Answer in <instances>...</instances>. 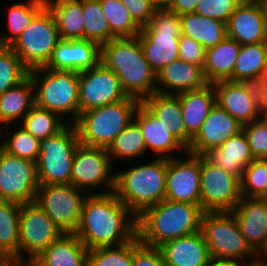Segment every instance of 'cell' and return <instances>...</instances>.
I'll return each instance as SVG.
<instances>
[{
  "label": "cell",
  "instance_id": "obj_20",
  "mask_svg": "<svg viewBox=\"0 0 267 266\" xmlns=\"http://www.w3.org/2000/svg\"><path fill=\"white\" fill-rule=\"evenodd\" d=\"M242 131V125L218 104L211 109L197 134L192 138L187 152L204 156L219 148L222 143Z\"/></svg>",
  "mask_w": 267,
  "mask_h": 266
},
{
  "label": "cell",
  "instance_id": "obj_44",
  "mask_svg": "<svg viewBox=\"0 0 267 266\" xmlns=\"http://www.w3.org/2000/svg\"><path fill=\"white\" fill-rule=\"evenodd\" d=\"M133 240L120 245L88 250L87 266H132Z\"/></svg>",
  "mask_w": 267,
  "mask_h": 266
},
{
  "label": "cell",
  "instance_id": "obj_57",
  "mask_svg": "<svg viewBox=\"0 0 267 266\" xmlns=\"http://www.w3.org/2000/svg\"><path fill=\"white\" fill-rule=\"evenodd\" d=\"M7 266H32L31 263L11 262Z\"/></svg>",
  "mask_w": 267,
  "mask_h": 266
},
{
  "label": "cell",
  "instance_id": "obj_21",
  "mask_svg": "<svg viewBox=\"0 0 267 266\" xmlns=\"http://www.w3.org/2000/svg\"><path fill=\"white\" fill-rule=\"evenodd\" d=\"M231 212L247 244L259 255L267 245V198L241 197Z\"/></svg>",
  "mask_w": 267,
  "mask_h": 266
},
{
  "label": "cell",
  "instance_id": "obj_42",
  "mask_svg": "<svg viewBox=\"0 0 267 266\" xmlns=\"http://www.w3.org/2000/svg\"><path fill=\"white\" fill-rule=\"evenodd\" d=\"M29 76V70L9 47L0 45V95L19 85Z\"/></svg>",
  "mask_w": 267,
  "mask_h": 266
},
{
  "label": "cell",
  "instance_id": "obj_27",
  "mask_svg": "<svg viewBox=\"0 0 267 266\" xmlns=\"http://www.w3.org/2000/svg\"><path fill=\"white\" fill-rule=\"evenodd\" d=\"M160 122L170 128L171 134L186 148L192 137L186 132L178 95L153 93L141 102Z\"/></svg>",
  "mask_w": 267,
  "mask_h": 266
},
{
  "label": "cell",
  "instance_id": "obj_59",
  "mask_svg": "<svg viewBox=\"0 0 267 266\" xmlns=\"http://www.w3.org/2000/svg\"><path fill=\"white\" fill-rule=\"evenodd\" d=\"M262 117L267 121V111L266 110L264 111V114Z\"/></svg>",
  "mask_w": 267,
  "mask_h": 266
},
{
  "label": "cell",
  "instance_id": "obj_19",
  "mask_svg": "<svg viewBox=\"0 0 267 266\" xmlns=\"http://www.w3.org/2000/svg\"><path fill=\"white\" fill-rule=\"evenodd\" d=\"M101 62V46L87 39H60L43 68L82 72Z\"/></svg>",
  "mask_w": 267,
  "mask_h": 266
},
{
  "label": "cell",
  "instance_id": "obj_3",
  "mask_svg": "<svg viewBox=\"0 0 267 266\" xmlns=\"http://www.w3.org/2000/svg\"><path fill=\"white\" fill-rule=\"evenodd\" d=\"M101 62L118 77L124 93L142 102L156 93V73L145 59L139 37L113 38L101 46Z\"/></svg>",
  "mask_w": 267,
  "mask_h": 266
},
{
  "label": "cell",
  "instance_id": "obj_39",
  "mask_svg": "<svg viewBox=\"0 0 267 266\" xmlns=\"http://www.w3.org/2000/svg\"><path fill=\"white\" fill-rule=\"evenodd\" d=\"M19 125L35 138L42 140L58 134L68 123L56 113L35 104Z\"/></svg>",
  "mask_w": 267,
  "mask_h": 266
},
{
  "label": "cell",
  "instance_id": "obj_48",
  "mask_svg": "<svg viewBox=\"0 0 267 266\" xmlns=\"http://www.w3.org/2000/svg\"><path fill=\"white\" fill-rule=\"evenodd\" d=\"M205 55L206 49L200 43L187 36H180L178 43L179 59L203 68Z\"/></svg>",
  "mask_w": 267,
  "mask_h": 266
},
{
  "label": "cell",
  "instance_id": "obj_58",
  "mask_svg": "<svg viewBox=\"0 0 267 266\" xmlns=\"http://www.w3.org/2000/svg\"><path fill=\"white\" fill-rule=\"evenodd\" d=\"M241 2H258L259 0H240Z\"/></svg>",
  "mask_w": 267,
  "mask_h": 266
},
{
  "label": "cell",
  "instance_id": "obj_47",
  "mask_svg": "<svg viewBox=\"0 0 267 266\" xmlns=\"http://www.w3.org/2000/svg\"><path fill=\"white\" fill-rule=\"evenodd\" d=\"M132 266H165V263L159 248L142 244L136 236L133 239Z\"/></svg>",
  "mask_w": 267,
  "mask_h": 266
},
{
  "label": "cell",
  "instance_id": "obj_2",
  "mask_svg": "<svg viewBox=\"0 0 267 266\" xmlns=\"http://www.w3.org/2000/svg\"><path fill=\"white\" fill-rule=\"evenodd\" d=\"M204 211L200 204L164 199L137 216V236L150 247L197 233L201 229Z\"/></svg>",
  "mask_w": 267,
  "mask_h": 266
},
{
  "label": "cell",
  "instance_id": "obj_60",
  "mask_svg": "<svg viewBox=\"0 0 267 266\" xmlns=\"http://www.w3.org/2000/svg\"><path fill=\"white\" fill-rule=\"evenodd\" d=\"M265 110L267 111V99L265 100Z\"/></svg>",
  "mask_w": 267,
  "mask_h": 266
},
{
  "label": "cell",
  "instance_id": "obj_15",
  "mask_svg": "<svg viewBox=\"0 0 267 266\" xmlns=\"http://www.w3.org/2000/svg\"><path fill=\"white\" fill-rule=\"evenodd\" d=\"M39 185L36 162L10 155L0 147V201L34 202Z\"/></svg>",
  "mask_w": 267,
  "mask_h": 266
},
{
  "label": "cell",
  "instance_id": "obj_6",
  "mask_svg": "<svg viewBox=\"0 0 267 266\" xmlns=\"http://www.w3.org/2000/svg\"><path fill=\"white\" fill-rule=\"evenodd\" d=\"M200 231L213 261L258 265V255L247 244L232 212H205Z\"/></svg>",
  "mask_w": 267,
  "mask_h": 266
},
{
  "label": "cell",
  "instance_id": "obj_45",
  "mask_svg": "<svg viewBox=\"0 0 267 266\" xmlns=\"http://www.w3.org/2000/svg\"><path fill=\"white\" fill-rule=\"evenodd\" d=\"M255 159H267V121L261 117L242 126Z\"/></svg>",
  "mask_w": 267,
  "mask_h": 266
},
{
  "label": "cell",
  "instance_id": "obj_38",
  "mask_svg": "<svg viewBox=\"0 0 267 266\" xmlns=\"http://www.w3.org/2000/svg\"><path fill=\"white\" fill-rule=\"evenodd\" d=\"M17 125L10 124L0 128V147L10 155L36 162L40 153V140L32 136L19 124ZM11 126H14L12 128L16 127L15 131H11ZM7 127H10V129ZM3 129L7 133H4ZM2 132L4 133L3 138L1 136Z\"/></svg>",
  "mask_w": 267,
  "mask_h": 266
},
{
  "label": "cell",
  "instance_id": "obj_10",
  "mask_svg": "<svg viewBox=\"0 0 267 266\" xmlns=\"http://www.w3.org/2000/svg\"><path fill=\"white\" fill-rule=\"evenodd\" d=\"M59 40L55 19L45 6L9 47L31 71L46 65Z\"/></svg>",
  "mask_w": 267,
  "mask_h": 266
},
{
  "label": "cell",
  "instance_id": "obj_32",
  "mask_svg": "<svg viewBox=\"0 0 267 266\" xmlns=\"http://www.w3.org/2000/svg\"><path fill=\"white\" fill-rule=\"evenodd\" d=\"M52 13L60 39H85L81 0H45Z\"/></svg>",
  "mask_w": 267,
  "mask_h": 266
},
{
  "label": "cell",
  "instance_id": "obj_33",
  "mask_svg": "<svg viewBox=\"0 0 267 266\" xmlns=\"http://www.w3.org/2000/svg\"><path fill=\"white\" fill-rule=\"evenodd\" d=\"M267 70V42L241 45L230 81L260 84Z\"/></svg>",
  "mask_w": 267,
  "mask_h": 266
},
{
  "label": "cell",
  "instance_id": "obj_56",
  "mask_svg": "<svg viewBox=\"0 0 267 266\" xmlns=\"http://www.w3.org/2000/svg\"><path fill=\"white\" fill-rule=\"evenodd\" d=\"M12 261L0 251V266H7Z\"/></svg>",
  "mask_w": 267,
  "mask_h": 266
},
{
  "label": "cell",
  "instance_id": "obj_55",
  "mask_svg": "<svg viewBox=\"0 0 267 266\" xmlns=\"http://www.w3.org/2000/svg\"><path fill=\"white\" fill-rule=\"evenodd\" d=\"M258 4L260 5L264 20L267 24V0H259Z\"/></svg>",
  "mask_w": 267,
  "mask_h": 266
},
{
  "label": "cell",
  "instance_id": "obj_22",
  "mask_svg": "<svg viewBox=\"0 0 267 266\" xmlns=\"http://www.w3.org/2000/svg\"><path fill=\"white\" fill-rule=\"evenodd\" d=\"M133 120L142 131L147 153H153L155 158L171 159L178 157L179 151L183 152L182 155L187 152V148L171 134L170 128L160 122L141 102Z\"/></svg>",
  "mask_w": 267,
  "mask_h": 266
},
{
  "label": "cell",
  "instance_id": "obj_52",
  "mask_svg": "<svg viewBox=\"0 0 267 266\" xmlns=\"http://www.w3.org/2000/svg\"><path fill=\"white\" fill-rule=\"evenodd\" d=\"M209 266H250L241 262L212 261Z\"/></svg>",
  "mask_w": 267,
  "mask_h": 266
},
{
  "label": "cell",
  "instance_id": "obj_13",
  "mask_svg": "<svg viewBox=\"0 0 267 266\" xmlns=\"http://www.w3.org/2000/svg\"><path fill=\"white\" fill-rule=\"evenodd\" d=\"M240 177L200 156V205L204 212H231L241 199Z\"/></svg>",
  "mask_w": 267,
  "mask_h": 266
},
{
  "label": "cell",
  "instance_id": "obj_1",
  "mask_svg": "<svg viewBox=\"0 0 267 266\" xmlns=\"http://www.w3.org/2000/svg\"><path fill=\"white\" fill-rule=\"evenodd\" d=\"M75 234L88 250L120 246L137 236V216L114 193L90 194Z\"/></svg>",
  "mask_w": 267,
  "mask_h": 266
},
{
  "label": "cell",
  "instance_id": "obj_54",
  "mask_svg": "<svg viewBox=\"0 0 267 266\" xmlns=\"http://www.w3.org/2000/svg\"><path fill=\"white\" fill-rule=\"evenodd\" d=\"M258 265L267 266V245L264 250L258 255Z\"/></svg>",
  "mask_w": 267,
  "mask_h": 266
},
{
  "label": "cell",
  "instance_id": "obj_49",
  "mask_svg": "<svg viewBox=\"0 0 267 266\" xmlns=\"http://www.w3.org/2000/svg\"><path fill=\"white\" fill-rule=\"evenodd\" d=\"M130 12L133 20L142 28L146 26L156 9L151 0H120Z\"/></svg>",
  "mask_w": 267,
  "mask_h": 266
},
{
  "label": "cell",
  "instance_id": "obj_46",
  "mask_svg": "<svg viewBox=\"0 0 267 266\" xmlns=\"http://www.w3.org/2000/svg\"><path fill=\"white\" fill-rule=\"evenodd\" d=\"M240 3V0H200L194 13L227 24L230 16Z\"/></svg>",
  "mask_w": 267,
  "mask_h": 266
},
{
  "label": "cell",
  "instance_id": "obj_26",
  "mask_svg": "<svg viewBox=\"0 0 267 266\" xmlns=\"http://www.w3.org/2000/svg\"><path fill=\"white\" fill-rule=\"evenodd\" d=\"M88 249L75 233H63L32 262V266H87Z\"/></svg>",
  "mask_w": 267,
  "mask_h": 266
},
{
  "label": "cell",
  "instance_id": "obj_18",
  "mask_svg": "<svg viewBox=\"0 0 267 266\" xmlns=\"http://www.w3.org/2000/svg\"><path fill=\"white\" fill-rule=\"evenodd\" d=\"M183 157L167 159L165 199L200 204V155L186 152Z\"/></svg>",
  "mask_w": 267,
  "mask_h": 266
},
{
  "label": "cell",
  "instance_id": "obj_37",
  "mask_svg": "<svg viewBox=\"0 0 267 266\" xmlns=\"http://www.w3.org/2000/svg\"><path fill=\"white\" fill-rule=\"evenodd\" d=\"M112 163L126 160L142 159L147 153L144 137L139 125L133 120L123 129L107 148ZM140 156V157H139Z\"/></svg>",
  "mask_w": 267,
  "mask_h": 266
},
{
  "label": "cell",
  "instance_id": "obj_25",
  "mask_svg": "<svg viewBox=\"0 0 267 266\" xmlns=\"http://www.w3.org/2000/svg\"><path fill=\"white\" fill-rule=\"evenodd\" d=\"M207 83L203 68L177 59L162 68L156 75V92L177 95L204 87Z\"/></svg>",
  "mask_w": 267,
  "mask_h": 266
},
{
  "label": "cell",
  "instance_id": "obj_9",
  "mask_svg": "<svg viewBox=\"0 0 267 266\" xmlns=\"http://www.w3.org/2000/svg\"><path fill=\"white\" fill-rule=\"evenodd\" d=\"M79 144L75 124H68L58 134L40 140L36 161L39 184H70L74 152Z\"/></svg>",
  "mask_w": 267,
  "mask_h": 266
},
{
  "label": "cell",
  "instance_id": "obj_31",
  "mask_svg": "<svg viewBox=\"0 0 267 266\" xmlns=\"http://www.w3.org/2000/svg\"><path fill=\"white\" fill-rule=\"evenodd\" d=\"M34 105V83L28 76L19 85L7 89L0 95V128L10 124H19V121H22Z\"/></svg>",
  "mask_w": 267,
  "mask_h": 266
},
{
  "label": "cell",
  "instance_id": "obj_14",
  "mask_svg": "<svg viewBox=\"0 0 267 266\" xmlns=\"http://www.w3.org/2000/svg\"><path fill=\"white\" fill-rule=\"evenodd\" d=\"M63 232L34 201L21 204L19 262L31 263Z\"/></svg>",
  "mask_w": 267,
  "mask_h": 266
},
{
  "label": "cell",
  "instance_id": "obj_43",
  "mask_svg": "<svg viewBox=\"0 0 267 266\" xmlns=\"http://www.w3.org/2000/svg\"><path fill=\"white\" fill-rule=\"evenodd\" d=\"M242 197L267 198V159L253 160L243 171Z\"/></svg>",
  "mask_w": 267,
  "mask_h": 266
},
{
  "label": "cell",
  "instance_id": "obj_23",
  "mask_svg": "<svg viewBox=\"0 0 267 266\" xmlns=\"http://www.w3.org/2000/svg\"><path fill=\"white\" fill-rule=\"evenodd\" d=\"M227 36L240 45L267 42V24L258 2H241L227 23Z\"/></svg>",
  "mask_w": 267,
  "mask_h": 266
},
{
  "label": "cell",
  "instance_id": "obj_41",
  "mask_svg": "<svg viewBox=\"0 0 267 266\" xmlns=\"http://www.w3.org/2000/svg\"><path fill=\"white\" fill-rule=\"evenodd\" d=\"M104 12L110 32L116 37H135L141 27L133 20L130 12L120 0H99Z\"/></svg>",
  "mask_w": 267,
  "mask_h": 266
},
{
  "label": "cell",
  "instance_id": "obj_51",
  "mask_svg": "<svg viewBox=\"0 0 267 266\" xmlns=\"http://www.w3.org/2000/svg\"><path fill=\"white\" fill-rule=\"evenodd\" d=\"M151 2L156 10H166L171 8L174 0H151Z\"/></svg>",
  "mask_w": 267,
  "mask_h": 266
},
{
  "label": "cell",
  "instance_id": "obj_34",
  "mask_svg": "<svg viewBox=\"0 0 267 266\" xmlns=\"http://www.w3.org/2000/svg\"><path fill=\"white\" fill-rule=\"evenodd\" d=\"M182 35L192 38L205 49L214 47L227 37V24L196 13L180 16Z\"/></svg>",
  "mask_w": 267,
  "mask_h": 266
},
{
  "label": "cell",
  "instance_id": "obj_4",
  "mask_svg": "<svg viewBox=\"0 0 267 266\" xmlns=\"http://www.w3.org/2000/svg\"><path fill=\"white\" fill-rule=\"evenodd\" d=\"M166 175L167 159L153 157L151 161L116 172L113 193L139 216L165 199Z\"/></svg>",
  "mask_w": 267,
  "mask_h": 266
},
{
  "label": "cell",
  "instance_id": "obj_50",
  "mask_svg": "<svg viewBox=\"0 0 267 266\" xmlns=\"http://www.w3.org/2000/svg\"><path fill=\"white\" fill-rule=\"evenodd\" d=\"M200 0H174L173 5L169 9L179 16L187 13H194Z\"/></svg>",
  "mask_w": 267,
  "mask_h": 266
},
{
  "label": "cell",
  "instance_id": "obj_16",
  "mask_svg": "<svg viewBox=\"0 0 267 266\" xmlns=\"http://www.w3.org/2000/svg\"><path fill=\"white\" fill-rule=\"evenodd\" d=\"M213 85L216 92V104L242 126L263 116L265 100L258 84L223 80Z\"/></svg>",
  "mask_w": 267,
  "mask_h": 266
},
{
  "label": "cell",
  "instance_id": "obj_35",
  "mask_svg": "<svg viewBox=\"0 0 267 266\" xmlns=\"http://www.w3.org/2000/svg\"><path fill=\"white\" fill-rule=\"evenodd\" d=\"M21 204L0 201V251L13 262H19V216Z\"/></svg>",
  "mask_w": 267,
  "mask_h": 266
},
{
  "label": "cell",
  "instance_id": "obj_24",
  "mask_svg": "<svg viewBox=\"0 0 267 266\" xmlns=\"http://www.w3.org/2000/svg\"><path fill=\"white\" fill-rule=\"evenodd\" d=\"M158 248L165 266H209L213 261L201 231L167 241Z\"/></svg>",
  "mask_w": 267,
  "mask_h": 266
},
{
  "label": "cell",
  "instance_id": "obj_5",
  "mask_svg": "<svg viewBox=\"0 0 267 266\" xmlns=\"http://www.w3.org/2000/svg\"><path fill=\"white\" fill-rule=\"evenodd\" d=\"M29 76L34 83L35 104L63 120L69 116L66 122L75 124L79 118V73L41 67L29 71Z\"/></svg>",
  "mask_w": 267,
  "mask_h": 266
},
{
  "label": "cell",
  "instance_id": "obj_28",
  "mask_svg": "<svg viewBox=\"0 0 267 266\" xmlns=\"http://www.w3.org/2000/svg\"><path fill=\"white\" fill-rule=\"evenodd\" d=\"M204 157L213 165L240 178L246 166L255 160L243 130L226 140L219 148L208 151Z\"/></svg>",
  "mask_w": 267,
  "mask_h": 266
},
{
  "label": "cell",
  "instance_id": "obj_8",
  "mask_svg": "<svg viewBox=\"0 0 267 266\" xmlns=\"http://www.w3.org/2000/svg\"><path fill=\"white\" fill-rule=\"evenodd\" d=\"M181 35L180 16L169 9L156 10L150 22L141 28L137 36L145 59L156 74L179 59L178 43Z\"/></svg>",
  "mask_w": 267,
  "mask_h": 266
},
{
  "label": "cell",
  "instance_id": "obj_36",
  "mask_svg": "<svg viewBox=\"0 0 267 266\" xmlns=\"http://www.w3.org/2000/svg\"><path fill=\"white\" fill-rule=\"evenodd\" d=\"M8 31L0 32V45L10 46L30 25L32 19L45 7L44 0H25L8 5ZM10 31V32H9Z\"/></svg>",
  "mask_w": 267,
  "mask_h": 266
},
{
  "label": "cell",
  "instance_id": "obj_7",
  "mask_svg": "<svg viewBox=\"0 0 267 266\" xmlns=\"http://www.w3.org/2000/svg\"><path fill=\"white\" fill-rule=\"evenodd\" d=\"M140 101L127 97L122 101L80 113L75 123L81 144L108 148L114 138L132 121Z\"/></svg>",
  "mask_w": 267,
  "mask_h": 266
},
{
  "label": "cell",
  "instance_id": "obj_53",
  "mask_svg": "<svg viewBox=\"0 0 267 266\" xmlns=\"http://www.w3.org/2000/svg\"><path fill=\"white\" fill-rule=\"evenodd\" d=\"M259 86H260L262 97L264 98V100H266L267 99V70L265 71L264 77L261 83L259 84Z\"/></svg>",
  "mask_w": 267,
  "mask_h": 266
},
{
  "label": "cell",
  "instance_id": "obj_29",
  "mask_svg": "<svg viewBox=\"0 0 267 266\" xmlns=\"http://www.w3.org/2000/svg\"><path fill=\"white\" fill-rule=\"evenodd\" d=\"M179 97L186 132L193 138L199 131L208 113L216 104L213 84L177 94Z\"/></svg>",
  "mask_w": 267,
  "mask_h": 266
},
{
  "label": "cell",
  "instance_id": "obj_11",
  "mask_svg": "<svg viewBox=\"0 0 267 266\" xmlns=\"http://www.w3.org/2000/svg\"><path fill=\"white\" fill-rule=\"evenodd\" d=\"M113 165L106 148L80 143L74 152L70 184L85 192L89 191V195L113 193L115 173L112 172L116 169ZM101 188L104 190L96 191Z\"/></svg>",
  "mask_w": 267,
  "mask_h": 266
},
{
  "label": "cell",
  "instance_id": "obj_17",
  "mask_svg": "<svg viewBox=\"0 0 267 266\" xmlns=\"http://www.w3.org/2000/svg\"><path fill=\"white\" fill-rule=\"evenodd\" d=\"M118 77L102 62L79 72V116L81 112L126 99Z\"/></svg>",
  "mask_w": 267,
  "mask_h": 266
},
{
  "label": "cell",
  "instance_id": "obj_30",
  "mask_svg": "<svg viewBox=\"0 0 267 266\" xmlns=\"http://www.w3.org/2000/svg\"><path fill=\"white\" fill-rule=\"evenodd\" d=\"M240 46L237 41L227 36L214 47L206 49L203 74L207 83L214 84L232 78Z\"/></svg>",
  "mask_w": 267,
  "mask_h": 266
},
{
  "label": "cell",
  "instance_id": "obj_40",
  "mask_svg": "<svg viewBox=\"0 0 267 266\" xmlns=\"http://www.w3.org/2000/svg\"><path fill=\"white\" fill-rule=\"evenodd\" d=\"M85 39L94 41L102 46L116 38L111 32L107 18L102 11L99 0H81Z\"/></svg>",
  "mask_w": 267,
  "mask_h": 266
},
{
  "label": "cell",
  "instance_id": "obj_12",
  "mask_svg": "<svg viewBox=\"0 0 267 266\" xmlns=\"http://www.w3.org/2000/svg\"><path fill=\"white\" fill-rule=\"evenodd\" d=\"M88 195L72 184H40L35 202L63 233H75Z\"/></svg>",
  "mask_w": 267,
  "mask_h": 266
}]
</instances>
